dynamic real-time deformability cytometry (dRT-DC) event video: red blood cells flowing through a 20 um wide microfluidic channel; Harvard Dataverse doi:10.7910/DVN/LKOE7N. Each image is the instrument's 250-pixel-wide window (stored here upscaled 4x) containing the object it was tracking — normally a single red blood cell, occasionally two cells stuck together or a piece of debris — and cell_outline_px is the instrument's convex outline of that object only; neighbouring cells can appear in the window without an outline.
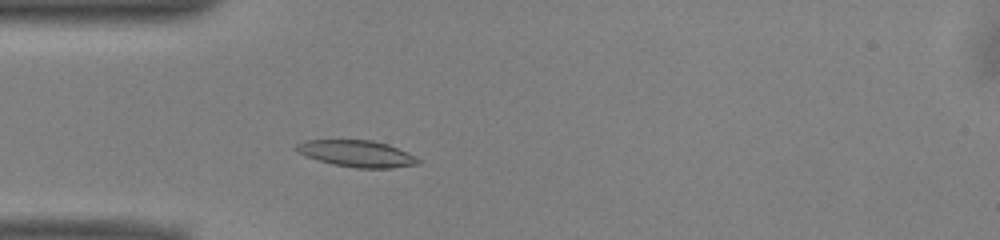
{"species": "common noctule bat (a hibernating species)", "species_latin": "Nyctalus noctula", "temperature_condition": "warm", "stored_images_in_passage": 38, "camera_frame_rate_fps": 3000, "um_per_image_px": 0.085, "animal": {"sex": "male", "body_mass_g": 13.0, "forearm_length_mm": 53.1}, "frame": {"image": 1, "passage_image": 1, "time_ms": 0.0, "image_size_px": [1000, 240], "cell_outline_px": [[420, 164], [392, 168], [356, 168], [332, 164], [296, 152], [292, 148], [296, 144], [304, 140], [372, 140], [388, 144], [408, 152], [416, 156], [420, 160]], "centroid_in_image_um": [30.34, 13.05], "position_along_channel_um": 54.7, "area_um2": 19.02}}
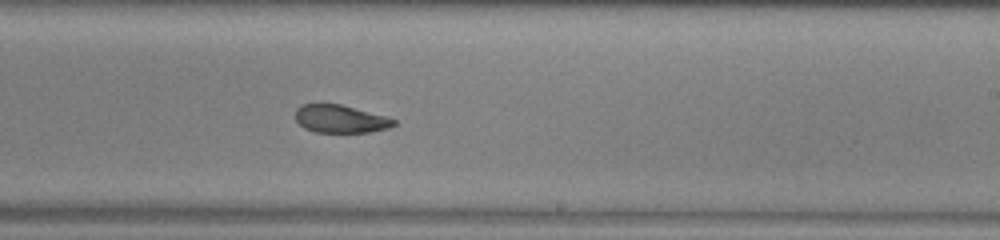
{"frame": {"image": 2, "passage_image": 17, "time_ms": 5.333, "image_size_px": [1000, 240], "cell_outline_px": [[396, 124], [388, 128], [368, 132], [316, 132], [304, 128], [296, 120], [296, 108], [300, 104], [340, 104], [384, 116], [396, 120]], "centroid_in_image_um": [28.91, 10.11], "position_along_channel_um": 260.1, "area_um2": 15.78}}
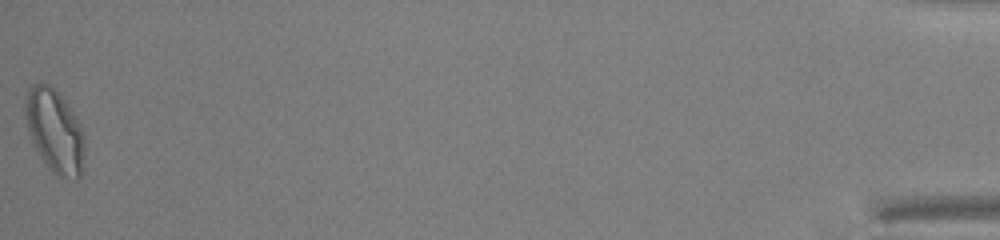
{"frame": {"image": 3, "passage_image": 38, "time_ms": 12.333, "image_size_px": [1000, 240], "cell_outline_px": [[84, 156], [80, 180], [76, 180], [56, 176], [48, 168], [32, 144], [24, 112], [24, 104], [28, 88], [36, 84], [48, 84], [60, 96], [76, 116], [84, 132]], "centroid_in_image_um": [4.66, 11.19], "position_along_channel_um": 430.5, "area_um2": 28.9}, "authors_computed_cell_mechanics": {"area_um2": 17.9469, "velocity_mm_per_s": 3.9471, "shape_relaxation_time_tau1_ms": 4.6644, "shape_relaxation_time_tau2_ms": 2.7411, "deformation_change_tau1": 0.1656, "deformation_change_tau2": 0.089}}